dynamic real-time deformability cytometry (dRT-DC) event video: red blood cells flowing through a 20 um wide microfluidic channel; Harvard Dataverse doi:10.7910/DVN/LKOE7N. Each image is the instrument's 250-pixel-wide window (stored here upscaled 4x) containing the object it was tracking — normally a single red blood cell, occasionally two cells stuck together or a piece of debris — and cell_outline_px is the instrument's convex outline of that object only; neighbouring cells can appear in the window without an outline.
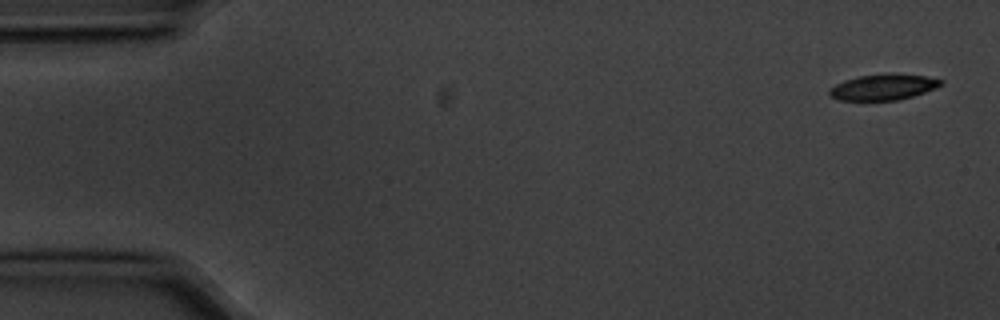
{"species": "common noctule bat (a hibernating species)", "species_latin": "Nyctalus noctula", "temperature_condition": "cold", "stored_images_in_passage": 4, "camera_frame_rate_fps": 3000, "um_per_image_px": 0.085, "animal": {"sex": "male", "body_mass_g": 20.1, "forearm_length_mm": 53.5}, "frame": {"image": 1, "passage_image": 1, "time_ms": 0.0, "image_size_px": [1000, 320], "cell_outline_px": [[944, 84], [936, 88], [912, 96], [896, 100], [840, 100], [832, 96], [828, 92], [828, 88], [844, 80], [860, 76], [888, 72], [892, 72], [928, 76], [944, 80]], "centroid_in_image_um": [75.12, 7.37], "position_along_channel_um": 9.9, "area_um2": 17.05}}